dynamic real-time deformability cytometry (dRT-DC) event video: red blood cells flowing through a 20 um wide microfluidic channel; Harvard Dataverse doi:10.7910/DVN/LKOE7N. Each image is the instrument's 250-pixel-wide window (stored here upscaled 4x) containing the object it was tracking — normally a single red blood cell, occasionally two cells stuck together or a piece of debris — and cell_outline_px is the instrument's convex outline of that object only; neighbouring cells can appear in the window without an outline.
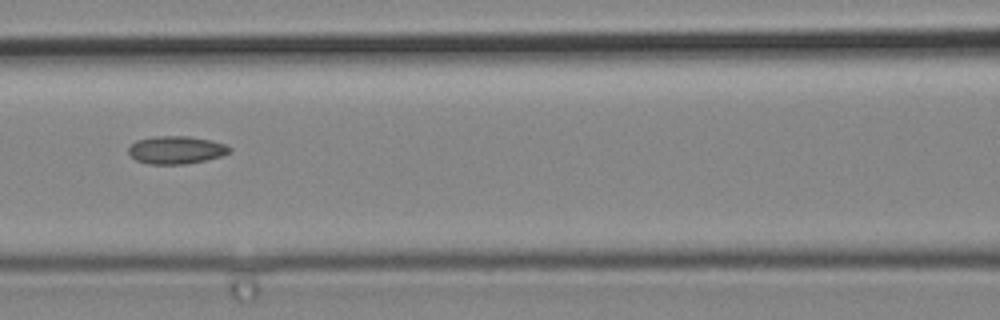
{"species": "common noctule bat (a hibernating species)", "species_latin": "Nyctalus noctula", "temperature_condition": "cold", "stored_images_in_passage": 6, "camera_frame_rate_fps": 3000, "um_per_image_px": 0.085, "animal": {"sex": "male", "body_mass_g": 19.2, "forearm_length_mm": 51.8}, "frame": {"image": 1, "passage_image": 5, "time_ms": 1.333, "image_size_px": [1000, 320], "cell_outline_px": [[232, 152], [220, 156], [204, 160], [184, 164], [148, 164], [136, 160], [128, 152], [128, 148], [136, 140], [152, 136], [188, 136], [212, 140], [228, 144], [232, 148]], "centroid_in_image_um": [15.0, 12.73], "position_along_channel_um": 151.6, "area_um2": 16.53}}
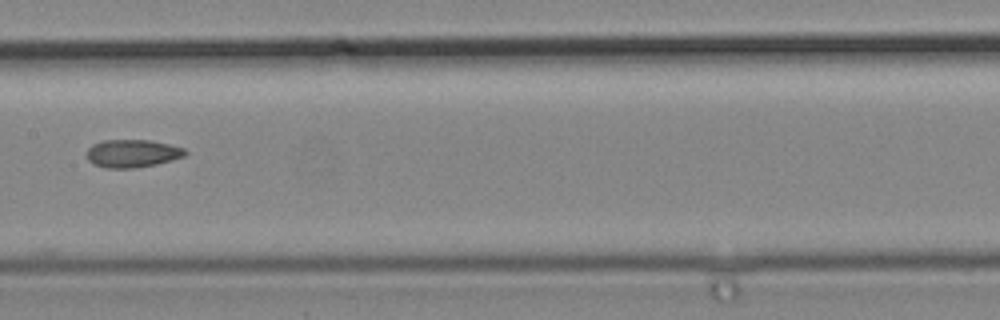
{"frame": {"image": 2, "passage_image": 6, "time_ms": 1.667, "image_size_px": [1000, 320], "cell_outline_px": [[188, 152], [184, 156], [172, 160], [156, 164], [132, 168], [104, 168], [92, 164], [88, 160], [88, 148], [92, 144], [104, 140], [148, 140], [168, 144], [184, 148]], "centroid_in_image_um": [11.23, 13.04], "position_along_channel_um": 196.2, "area_um2": 15.95}}